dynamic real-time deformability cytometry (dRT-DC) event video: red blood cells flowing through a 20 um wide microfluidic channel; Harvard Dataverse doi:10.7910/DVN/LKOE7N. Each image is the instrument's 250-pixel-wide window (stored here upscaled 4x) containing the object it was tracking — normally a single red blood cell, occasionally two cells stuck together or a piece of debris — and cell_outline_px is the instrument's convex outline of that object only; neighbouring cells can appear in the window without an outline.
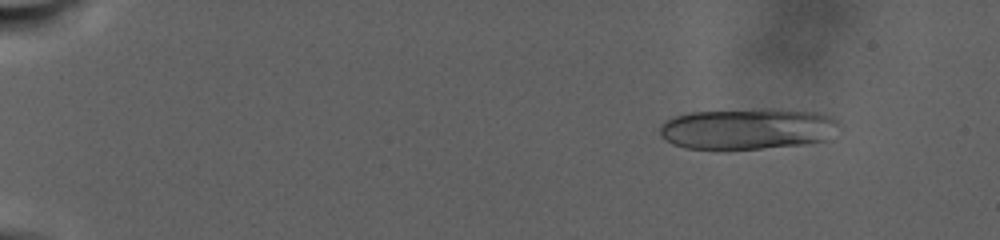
{"species": "human", "species_latin": "Homo sapiens", "temperature_condition": "warm", "stored_images_in_passage": 63, "camera_frame_rate_fps": 3000, "um_per_image_px": 0.085, "donor": {"sex": "male"}, "frame": {"image": 1, "passage_image": 5, "time_ms": 3.0, "image_size_px": [1000, 240], "cell_outline_px": [[840, 124], [824, 140], [804, 144], [760, 148], [684, 148], [672, 144], [664, 140], [660, 136], [660, 128], [672, 116], [688, 112], [764, 108], [772, 108], [816, 112], [832, 116], [840, 120]], "centroid_in_image_um": [63.53, 10.92], "position_along_channel_um": 21.5, "area_um2": 42.95}}
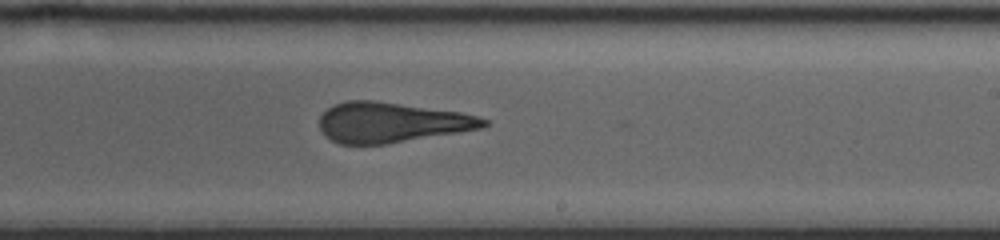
{"frame": {"image": 2, "passage_image": 36, "time_ms": 19.333, "image_size_px": [1000, 240], "cell_outline_px": [[488, 124], [484, 128], [388, 144], [340, 144], [332, 140], [320, 128], [320, 116], [332, 104], [348, 100], [376, 100], [460, 112], [476, 116], [488, 120]], "centroid_in_image_um": [33.29, 10.4], "position_along_channel_um": 255.7, "area_um2": 38.44}}
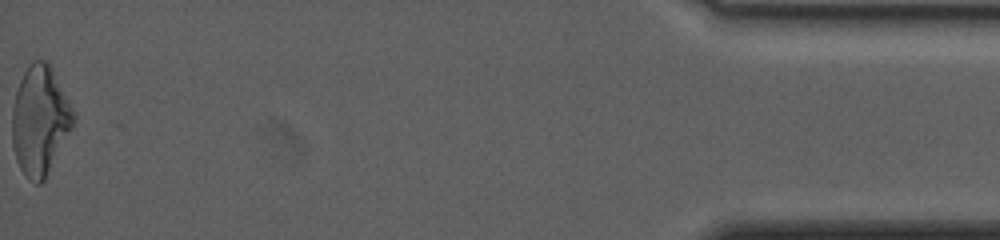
{"frame": {"image": 3, "passage_image": 63, "time_ms": 30.667, "image_size_px": [1000, 240], "cell_outline_px": [[76, 116], [72, 128], [44, 180], [40, 184], [36, 184], [28, 180], [20, 168], [16, 160], [12, 144], [12, 108], [16, 92], [20, 80], [24, 72], [36, 60], [44, 60], [52, 68], [76, 112]], "centroid_in_image_um": [3.4, 10.26], "position_along_channel_um": 431.8, "area_um2": 38.9}, "authors_computed_cell_mechanics": {"area_um2": 39.5352, "velocity_mm_per_s": 2.2684, "shape_relaxation_time_tau1_ms": null, "shape_relaxation_time_tau2_ms": 2.4129, "deformation_change_tau1": null, "deformation_change_tau2": 0.1292}}